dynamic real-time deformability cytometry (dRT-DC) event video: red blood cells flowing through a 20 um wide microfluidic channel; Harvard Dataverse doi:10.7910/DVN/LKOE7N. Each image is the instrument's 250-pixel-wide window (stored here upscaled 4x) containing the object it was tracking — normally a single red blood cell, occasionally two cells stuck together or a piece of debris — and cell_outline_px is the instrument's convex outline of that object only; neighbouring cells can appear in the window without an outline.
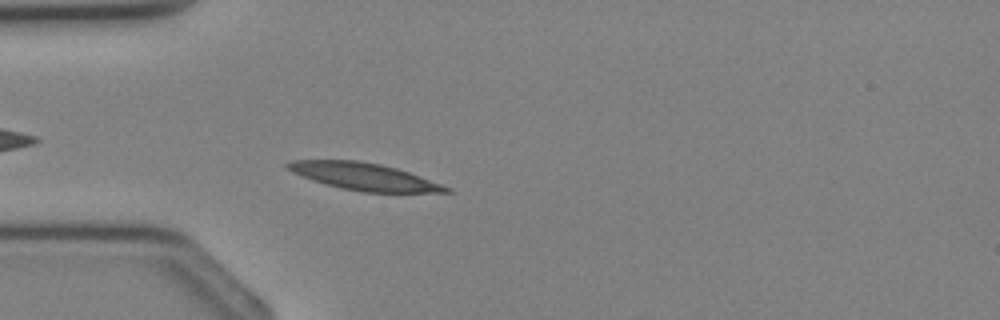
{"species": "Egyptian fruit bat (a non-hibernating species)", "species_latin": "Rousettus aegyptiacus", "temperature_condition": "cold", "stored_images_in_passage": 35, "camera_frame_rate_fps": 3000, "um_per_image_px": 0.085, "animal": {"sex": "female"}, "frame": {"image": 1, "passage_image": 9, "time_ms": 2.667, "image_size_px": [1000, 320], "cell_outline_px": [[452, 192], [364, 192], [340, 188], [312, 180], [292, 172], [284, 168], [284, 164], [292, 160], [360, 160], [380, 164], [396, 168], [408, 172], [452, 188]], "centroid_in_image_um": [30.89, 15.0], "position_along_channel_um": 54.1, "area_um2": 24.97}}
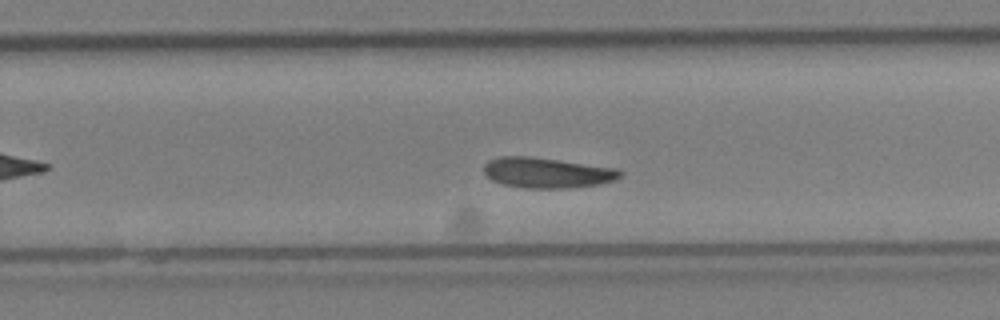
{"frame": {"image": 2, "passage_image": 22, "time_ms": 7.0, "image_size_px": [1000, 320], "cell_outline_px": [[624, 172], [616, 180], [600, 184], [568, 188], [524, 188], [504, 184], [492, 180], [484, 172], [484, 164], [488, 160], [500, 156], [528, 156], [616, 168]], "centroid_in_image_um": [46.5, 14.68], "position_along_channel_um": 283.3, "area_um2": 24.04}}
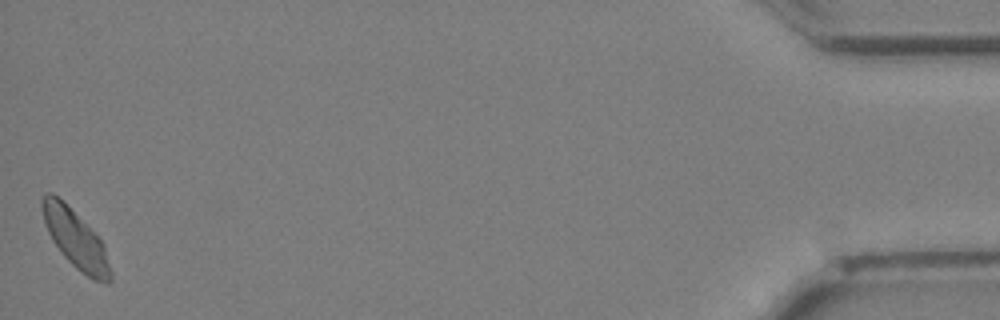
{"frame": {"image": 3, "passage_image": 35, "time_ms": 11.333, "image_size_px": [1000, 320], "cell_outline_px": [[112, 280], [108, 284], [92, 280], [80, 272], [64, 256], [52, 240], [44, 224], [40, 204], [40, 200], [44, 192], [52, 192], [104, 244], [112, 272]], "centroid_in_image_um": [6.41, 20.38], "position_along_channel_um": 428.8, "area_um2": 22.72}}